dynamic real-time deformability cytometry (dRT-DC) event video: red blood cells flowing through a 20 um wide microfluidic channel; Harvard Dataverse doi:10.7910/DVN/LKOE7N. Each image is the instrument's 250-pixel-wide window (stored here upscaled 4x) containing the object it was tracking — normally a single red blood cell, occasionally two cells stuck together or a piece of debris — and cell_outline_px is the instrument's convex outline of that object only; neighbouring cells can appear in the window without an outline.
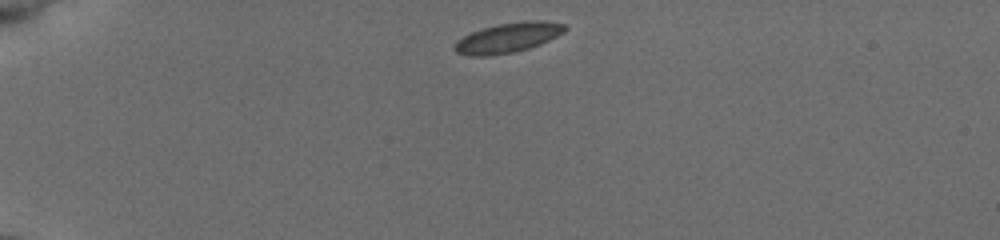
{"species": "common noctule bat (a hibernating species)", "species_latin": "Nyctalus noctula", "temperature_condition": "cold", "stored_images_in_passage": 41, "camera_frame_rate_fps": 3000, "um_per_image_px": 0.085, "animal": {"sex": "female", "body_mass_g": 19.5, "forearm_length_mm": 54.1}, "frame": {"image": 1, "passage_image": 1, "time_ms": 0.0, "image_size_px": [1000, 240], "cell_outline_px": [[568, 28], [564, 32], [540, 44], [528, 48], [512, 52], [488, 56], [468, 56], [456, 52], [452, 48], [456, 40], [472, 32], [496, 24], [524, 20], [544, 20], [564, 24]], "centroid_in_image_um": [43.16, 3.19], "position_along_channel_um": 41.8, "area_um2": 19.25}}
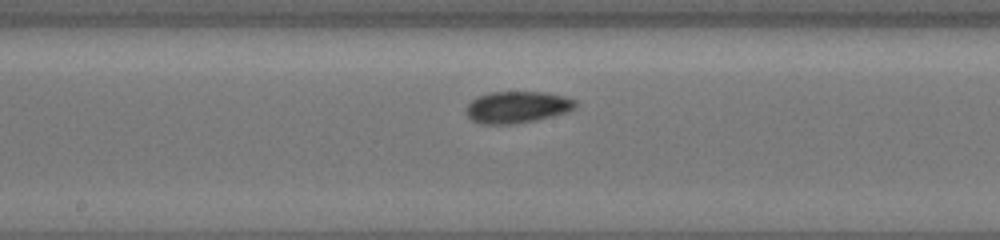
{"frame": {"image": 2, "passage_image": 18, "time_ms": 5.667, "image_size_px": [1000, 240], "cell_outline_px": [[576, 108], [568, 112], [532, 120], [508, 124], [480, 124], [472, 120], [468, 116], [468, 104], [476, 96], [492, 92], [544, 92], [564, 96], [576, 100]], "centroid_in_image_um": [43.97, 9.09], "position_along_channel_um": 204.2, "area_um2": 19.94}}
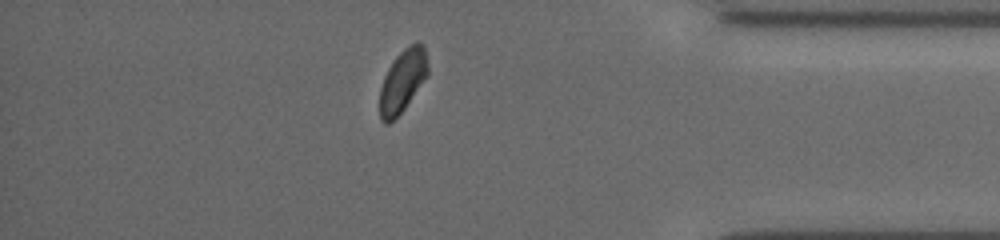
{"frame": {"image": 3, "passage_image": 35, "time_ms": 11.333, "image_size_px": [1000, 240], "cell_outline_px": [[428, 76], [404, 108], [388, 124], [384, 124], [380, 120], [380, 88], [384, 76], [388, 68], [396, 56], [404, 48], [416, 40], [420, 40], [424, 44], [428, 64]], "centroid_in_image_um": [34.24, 6.82], "position_along_channel_um": 401.0, "area_um2": 17.69}, "authors_computed_cell_mechanics": {"area_um2": 19.0162, "velocity_mm_per_s": 3.8464, "shape_relaxation_time_tau1_ms": 4.3758, "shape_relaxation_time_tau2_ms": 1.6549, "deformation_change_tau1": 0.0678, "deformation_change_tau2": 0.0444}}